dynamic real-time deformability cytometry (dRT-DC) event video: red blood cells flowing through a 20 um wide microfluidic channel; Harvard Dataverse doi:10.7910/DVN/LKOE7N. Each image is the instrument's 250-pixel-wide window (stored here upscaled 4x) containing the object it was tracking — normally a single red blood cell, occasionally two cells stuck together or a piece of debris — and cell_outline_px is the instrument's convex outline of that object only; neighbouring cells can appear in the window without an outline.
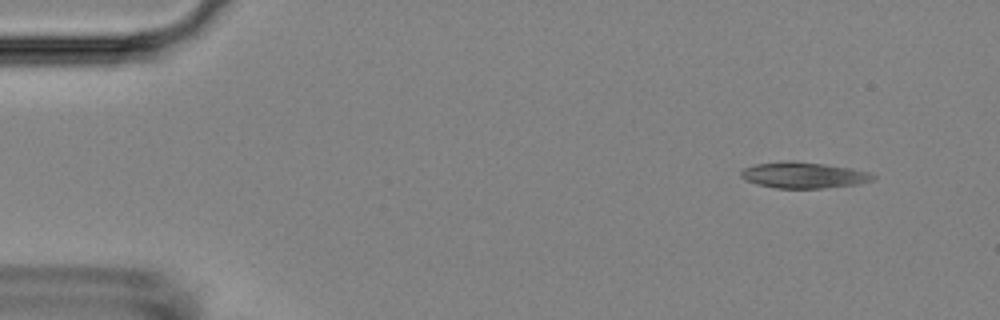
{"species": "Egyptian fruit bat (a non-hibernating species)", "species_latin": "Rousettus aegyptiacus", "temperature_condition": "room temperature", "stored_images_in_passage": 50, "camera_frame_rate_fps": 3000, "um_per_image_px": 0.085, "animal": {"sex": "female"}, "frame": {"image": 1, "passage_image": 1, "time_ms": 0.0, "image_size_px": [1000, 320], "cell_outline_px": [[876, 176], [872, 180], [856, 184], [820, 188], [776, 188], [756, 184], [744, 180], [740, 176], [740, 172], [744, 168], [756, 164], [788, 160], [792, 160], [824, 164], [848, 168], [868, 172]], "centroid_in_image_um": [68.24, 14.88], "position_along_channel_um": 16.8, "area_um2": 19.88}}
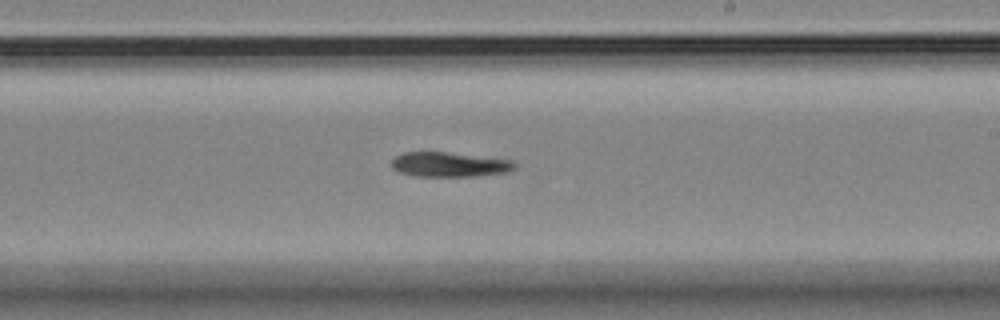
{"frame": {"image": 2, "passage_image": 28, "time_ms": 9.0, "image_size_px": [1000, 320], "cell_outline_px": [[516, 168], [508, 172], [476, 176], [412, 176], [400, 172], [392, 168], [392, 160], [396, 156], [404, 152], [444, 152], [512, 160], [516, 164]], "centroid_in_image_um": [38.2, 13.99], "position_along_channel_um": 250.8, "area_um2": 17.63}}
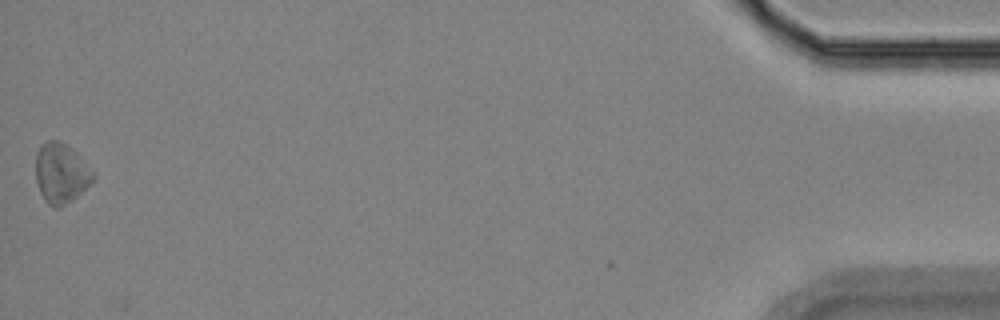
{"frame": {"image": 3, "passage_image": 50, "time_ms": 16.333, "image_size_px": [1000, 320], "cell_outline_px": [[96, 180], [72, 200], [60, 208], [56, 208], [48, 204], [44, 200], [40, 192], [36, 180], [36, 156], [40, 148], [48, 140], [60, 140], [72, 148], [76, 152], [96, 176]], "centroid_in_image_um": [5.21, 14.75], "position_along_channel_um": 430.0, "area_um2": 20.06}}